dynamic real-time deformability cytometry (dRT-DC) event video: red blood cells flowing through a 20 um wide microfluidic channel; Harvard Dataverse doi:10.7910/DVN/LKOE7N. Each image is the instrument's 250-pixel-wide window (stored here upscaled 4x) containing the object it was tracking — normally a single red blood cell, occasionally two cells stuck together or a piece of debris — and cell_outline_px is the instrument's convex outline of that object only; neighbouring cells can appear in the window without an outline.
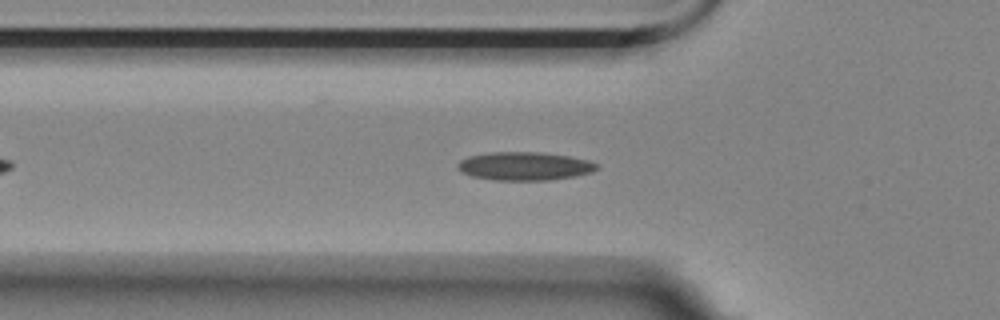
{"species": "Egyptian fruit bat (a non-hibernating species)", "species_latin": "Rousettus aegyptiacus", "temperature_condition": "room temperature", "stored_images_in_passage": 45, "camera_frame_rate_fps": 3000, "um_per_image_px": 0.085, "animal": {"sex": "female"}, "frame": {"image": 1, "passage_image": 11, "time_ms": 3.333, "image_size_px": [1000, 320], "cell_outline_px": [[600, 168], [592, 172], [572, 176], [548, 180], [496, 180], [472, 176], [460, 172], [456, 168], [456, 164], [460, 160], [468, 156], [488, 152], [540, 152], [568, 156], [588, 160], [600, 164]], "centroid_in_image_um": [44.56, 14.11], "position_along_channel_um": 81.2, "area_um2": 23.12}}
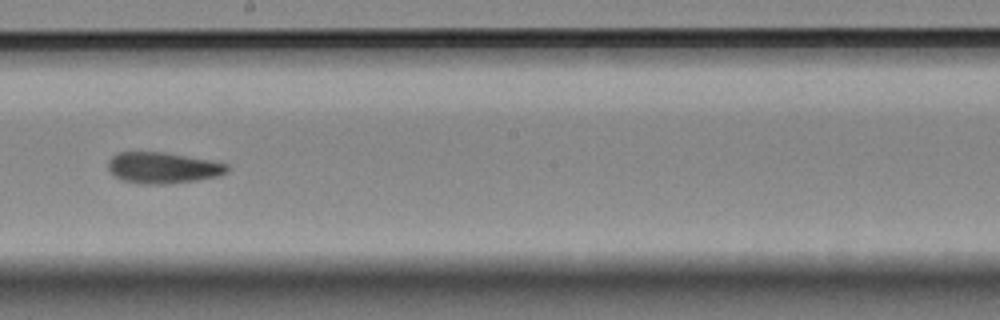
{"frame": {"image": 2, "passage_image": 24, "time_ms": 7.667, "image_size_px": [1000, 320], "cell_outline_px": [[228, 172], [220, 176], [196, 180], [168, 184], [136, 184], [120, 180], [108, 172], [108, 160], [112, 156], [120, 152], [164, 152], [208, 160], [228, 164]], "centroid_in_image_um": [13.8, 14.28], "position_along_channel_um": 234.4, "area_um2": 21.79}}
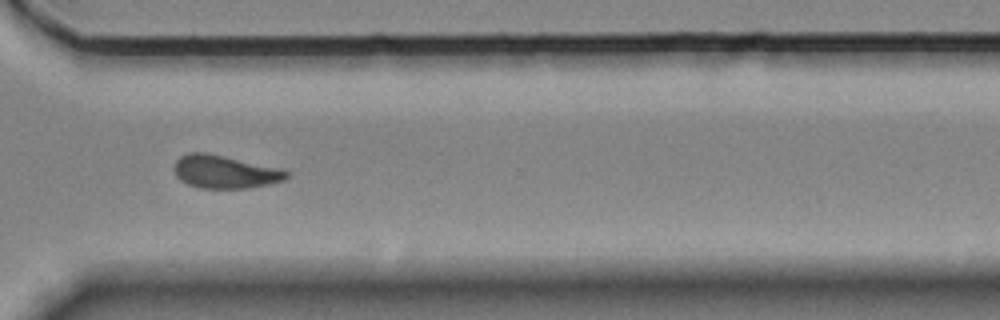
{"frame": {"image": 3, "passage_image": 34, "time_ms": 11.0, "image_size_px": [1000, 320], "cell_outline_px": [[288, 176], [284, 180], [268, 184], [248, 188], [200, 188], [188, 184], [180, 180], [176, 176], [176, 160], [180, 156], [188, 152], [208, 152], [280, 168], [288, 172]], "centroid_in_image_um": [19.11, 14.59], "position_along_channel_um": 351.5, "area_um2": 21.56}, "authors_computed_cell_mechanics": {"area_um2": 21.5594, "velocity_mm_per_s": 3.5135, "shape_relaxation_time_tau1_ms": null, "shape_relaxation_time_tau2_ms": 5.4789, "deformation_change_tau1": null, "deformation_change_tau2": 0.112}}